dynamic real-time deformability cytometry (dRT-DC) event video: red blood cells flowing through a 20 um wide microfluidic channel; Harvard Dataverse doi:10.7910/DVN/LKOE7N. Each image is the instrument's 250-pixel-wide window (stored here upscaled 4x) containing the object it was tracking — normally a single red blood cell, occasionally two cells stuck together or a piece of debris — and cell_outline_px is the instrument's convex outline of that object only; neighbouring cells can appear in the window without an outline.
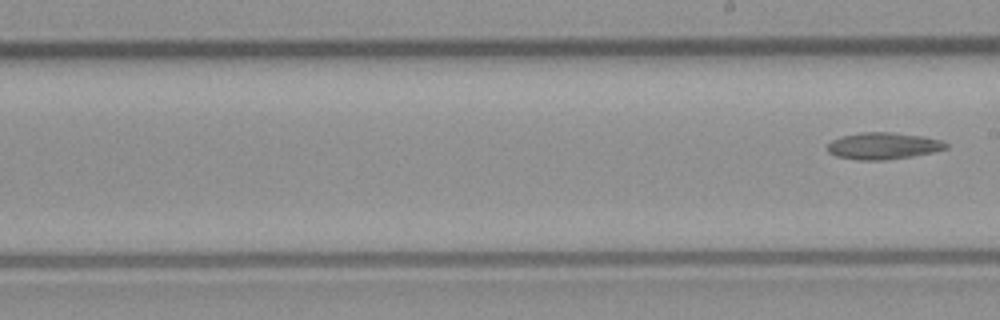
{"species": "common noctule bat (a hibernating species)", "species_latin": "Nyctalus noctula", "temperature_condition": "room temperature", "stored_images_in_passage": 10, "segment_of_instrument_passage": [2, 2], "camera_frame_rate_fps": 3000, "um_per_image_px": 0.085, "animal": {"sex": "male", "body_mass_g": 23.1, "forearm_length_mm": 52.7}, "frame": {"image": 1, "passage_image": 10, "time_ms": 11.333, "image_size_px": [1000, 320], "cell_outline_px": [[948, 148], [932, 152], [912, 156], [884, 160], [856, 160], [836, 156], [828, 152], [828, 144], [832, 140], [840, 136], [860, 132], [892, 132], [924, 136], [940, 140], [948, 144]], "centroid_in_image_um": [75.05, 12.39], "position_along_channel_um": 213.9, "area_um2": 18.55}}